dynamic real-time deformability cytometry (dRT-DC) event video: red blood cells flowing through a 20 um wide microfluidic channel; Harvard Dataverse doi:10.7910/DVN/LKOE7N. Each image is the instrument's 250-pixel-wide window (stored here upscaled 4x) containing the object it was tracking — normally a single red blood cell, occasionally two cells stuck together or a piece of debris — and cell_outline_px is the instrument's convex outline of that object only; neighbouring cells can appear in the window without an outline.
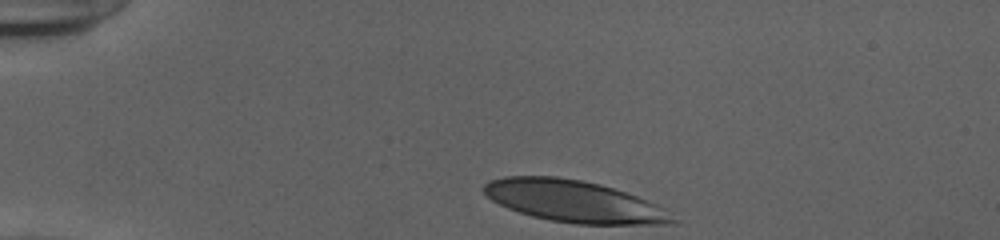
{"species": "human", "species_latin": "Homo sapiens", "temperature_condition": "cold", "stored_images_in_passage": 34, "camera_frame_rate_fps": 3000, "um_per_image_px": 0.085, "donor": {"sex": "female"}, "frame": {"image": 1, "passage_image": 1, "time_ms": 0.0, "image_size_px": [1000, 240], "cell_outline_px": [[680, 220], [676, 224], [576, 224], [548, 220], [532, 216], [508, 208], [492, 200], [484, 192], [484, 184], [488, 180], [504, 176], [556, 176], [580, 180], [600, 184], [636, 196], [668, 208]], "centroid_in_image_um": [48.86, 17.12], "position_along_channel_um": 36.1, "area_um2": 46.24}}
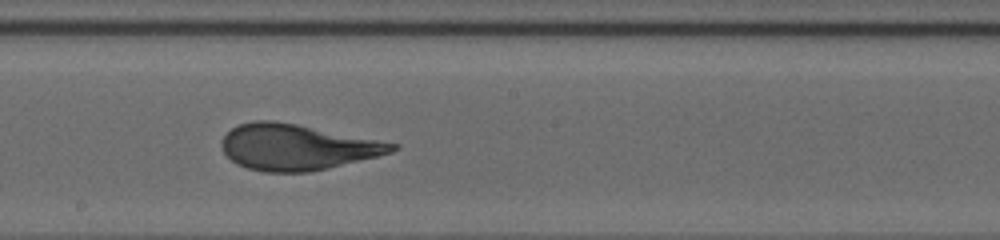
{"frame": {"image": 2, "passage_image": 20, "time_ms": 6.333, "image_size_px": [1000, 240], "cell_outline_px": [[400, 148], [392, 152], [328, 168], [308, 172], [264, 172], [248, 168], [236, 164], [224, 152], [220, 144], [220, 140], [232, 128], [240, 124], [252, 120], [272, 120], [296, 124], [400, 144]], "centroid_in_image_um": [25.22, 12.5], "position_along_channel_um": 223.0, "area_um2": 45.26}}
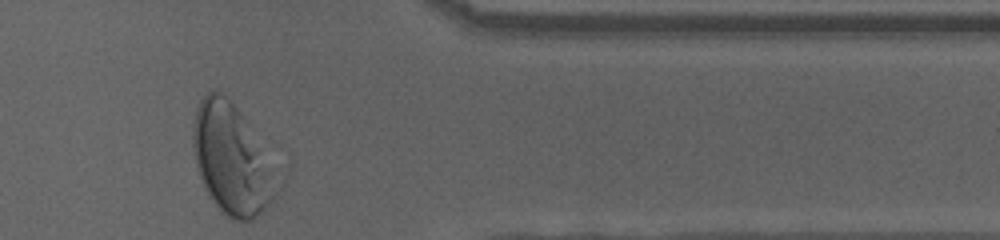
{"frame": {"image": 3, "passage_image": 34, "time_ms": 11.0, "image_size_px": [1000, 240], "cell_outline_px": [[280, 188], [268, 204], [252, 220], [232, 220], [208, 196], [204, 188], [196, 168], [192, 144], [192, 128], [196, 108], [200, 100], [208, 92], [220, 92], [236, 108]], "centroid_in_image_um": [19.56, 13.6], "position_along_channel_um": 391.8, "area_um2": 51.15}, "authors_computed_cell_mechanics": {"area_um2": 46.2689, "velocity_mm_per_s": 3.8889, "shape_relaxation_time_tau1_ms": 4.0983, "shape_relaxation_time_tau2_ms": 0.8456, "deformation_change_tau1": 0.2204, "deformation_change_tau2": 0.077}}